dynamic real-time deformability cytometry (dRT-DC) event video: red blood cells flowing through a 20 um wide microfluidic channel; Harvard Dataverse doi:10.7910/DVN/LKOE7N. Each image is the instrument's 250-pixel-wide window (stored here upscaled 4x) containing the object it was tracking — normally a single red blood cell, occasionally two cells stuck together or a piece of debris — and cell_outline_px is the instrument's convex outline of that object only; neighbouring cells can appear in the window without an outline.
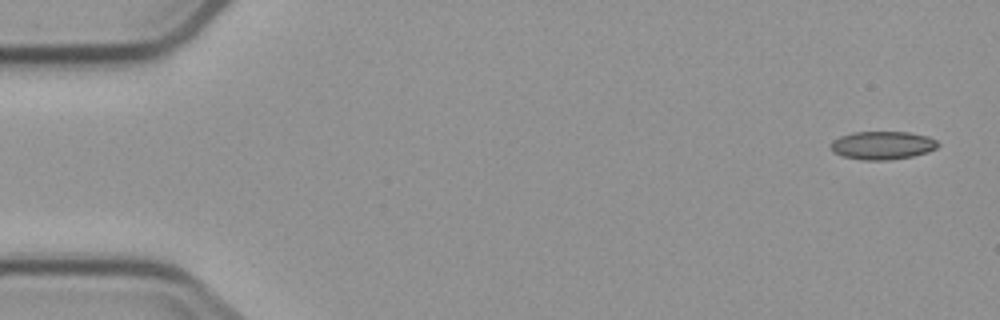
{"species": "common noctule bat (a hibernating species)", "species_latin": "Nyctalus noctula", "temperature_condition": "cold", "stored_images_in_passage": 5, "camera_frame_rate_fps": 3000, "um_per_image_px": 0.085, "animal": {"sex": "male", "body_mass_g": 23.1, "forearm_length_mm": 52.7}, "frame": {"image": 1, "passage_image": 1, "time_ms": 0.0, "image_size_px": [1000, 320], "cell_outline_px": [[940, 144], [936, 148], [928, 152], [912, 156], [888, 160], [864, 160], [844, 156], [836, 152], [832, 148], [832, 140], [840, 136], [852, 132], [908, 132], [928, 136], [936, 140]], "centroid_in_image_um": [75.05, 12.34], "position_along_channel_um": 10.0, "area_um2": 17.46}}
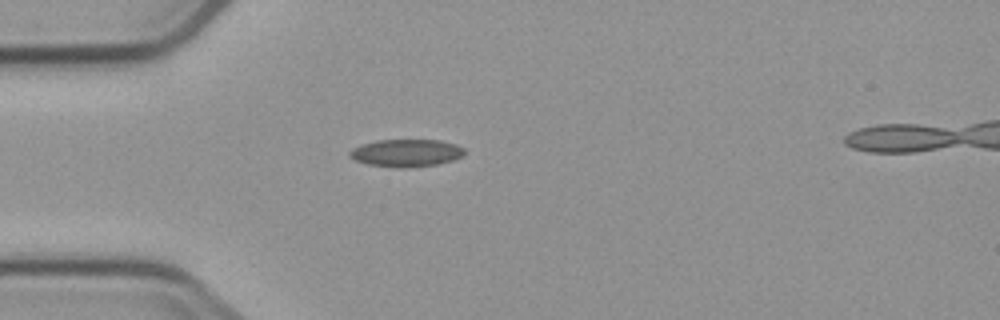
{"frame": {"image": 2, "passage_image": 5, "time_ms": 4.333, "image_size_px": [1000, 320], "cell_outline_px": [[464, 156], [452, 160], [436, 164], [404, 168], [396, 168], [368, 164], [356, 160], [348, 156], [348, 152], [352, 148], [364, 144], [380, 140], [440, 140], [456, 144], [464, 148]], "centroid_in_image_um": [34.54, 13.0], "position_along_channel_um": 50.5, "area_um2": 18.32}}